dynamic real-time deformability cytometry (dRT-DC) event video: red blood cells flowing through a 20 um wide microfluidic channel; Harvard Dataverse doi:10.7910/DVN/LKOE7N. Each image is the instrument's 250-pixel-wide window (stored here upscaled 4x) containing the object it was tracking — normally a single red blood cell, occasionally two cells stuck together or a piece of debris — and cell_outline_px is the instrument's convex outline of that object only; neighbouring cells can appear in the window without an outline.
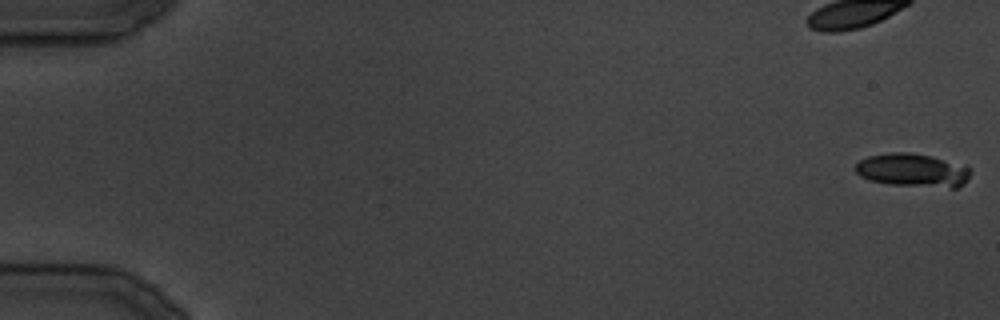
{"species": "common noctule bat (a hibernating species)", "species_latin": "Nyctalus noctula", "temperature_condition": "cold", "stored_images_in_passage": 14, "camera_frame_rate_fps": 3000, "um_per_image_px": 0.085, "animal": {"sex": "male", "body_mass_g": 19.5, "forearm_length_mm": 54.6}, "frame": {"image": 1, "passage_image": 1, "time_ms": 0.0, "image_size_px": [1000, 320], "cell_outline_px": [[972, 172], [968, 180], [964, 184], [956, 188], [952, 188], [888, 184], [868, 180], [860, 176], [856, 172], [856, 164], [860, 160], [868, 156], [888, 152], [912, 152], [968, 164], [972, 168]], "centroid_in_image_um": [77.66, 14.46], "position_along_channel_um": 7.3, "area_um2": 23.0}}